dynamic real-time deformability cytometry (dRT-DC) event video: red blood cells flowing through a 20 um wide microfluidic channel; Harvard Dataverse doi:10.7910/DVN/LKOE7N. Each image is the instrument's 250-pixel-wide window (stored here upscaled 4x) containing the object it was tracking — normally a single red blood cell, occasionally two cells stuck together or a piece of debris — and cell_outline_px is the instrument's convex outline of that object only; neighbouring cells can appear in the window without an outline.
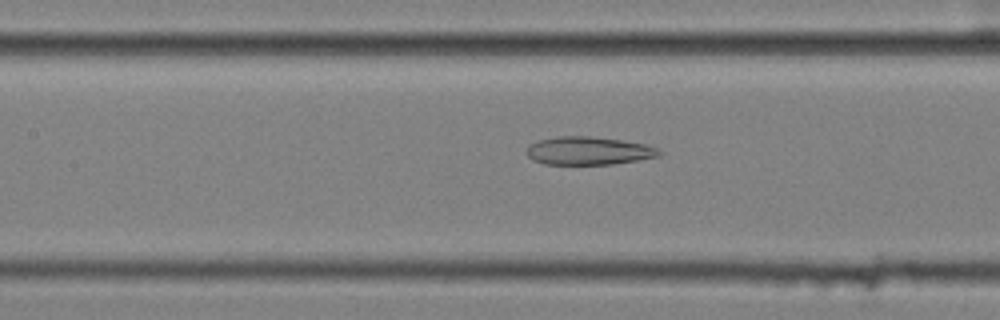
{"species": "common noctule bat (a hibernating species)", "species_latin": "Nyctalus noctula", "temperature_condition": "cold", "stored_images_in_passage": 48, "camera_frame_rate_fps": 3000, "um_per_image_px": 0.085, "animal": {"sex": "female", "body_mass_g": 25.1}, "frame": {"image": 1, "passage_image": 18, "time_ms": 5.667, "image_size_px": [1000, 320], "cell_outline_px": [[664, 152], [660, 156], [612, 164], [544, 164], [532, 160], [528, 156], [528, 144], [540, 140], [560, 136], [588, 136], [620, 140], [644, 144], [656, 148]], "centroid_in_image_um": [50.02, 12.82], "position_along_channel_um": 157.4, "area_um2": 21.5}}
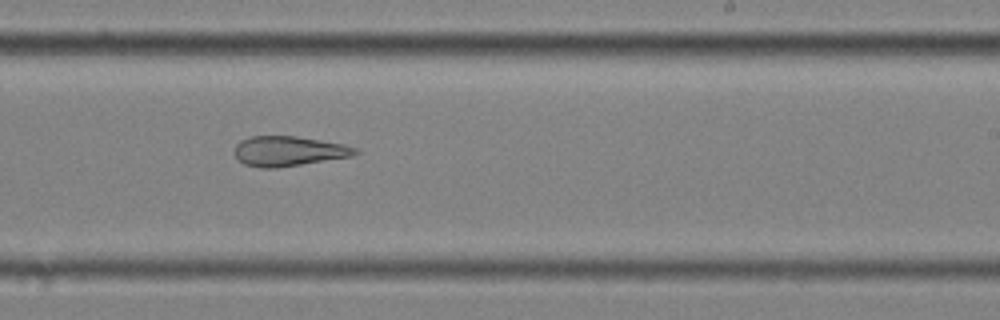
{"frame": {"image": 2, "passage_image": 27, "time_ms": 8.667, "image_size_px": [1000, 320], "cell_outline_px": [[360, 152], [352, 156], [276, 168], [260, 168], [244, 164], [236, 156], [236, 144], [240, 140], [248, 136], [296, 136], [344, 144], [356, 148]], "centroid_in_image_um": [24.53, 12.84], "position_along_channel_um": 264.5, "area_um2": 20.92}}
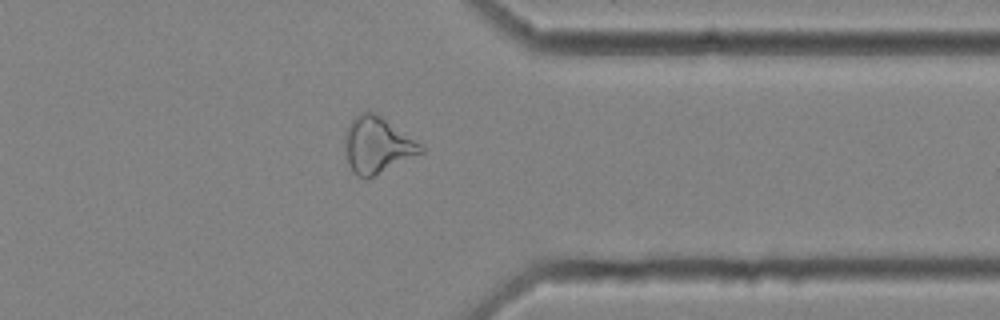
{"frame": {"image": 3, "passage_image": 37, "time_ms": 12.0, "image_size_px": [1000, 320], "cell_outline_px": [[424, 152], [368, 180], [364, 180], [356, 176], [352, 172], [344, 156], [344, 132], [348, 124], [360, 112], [376, 112], [420, 144], [424, 148]], "centroid_in_image_um": [32.0, 12.38], "position_along_channel_um": 379.4, "area_um2": 25.37}, "authors_computed_cell_mechanics": {"area_um2": 25.5187, "velocity_mm_per_s": 3.5774, "shape_relaxation_time_tau1_ms": null, "shape_relaxation_time_tau2_ms": 6.0718, "deformation_change_tau1": null, "deformation_change_tau2": 0.1867}}